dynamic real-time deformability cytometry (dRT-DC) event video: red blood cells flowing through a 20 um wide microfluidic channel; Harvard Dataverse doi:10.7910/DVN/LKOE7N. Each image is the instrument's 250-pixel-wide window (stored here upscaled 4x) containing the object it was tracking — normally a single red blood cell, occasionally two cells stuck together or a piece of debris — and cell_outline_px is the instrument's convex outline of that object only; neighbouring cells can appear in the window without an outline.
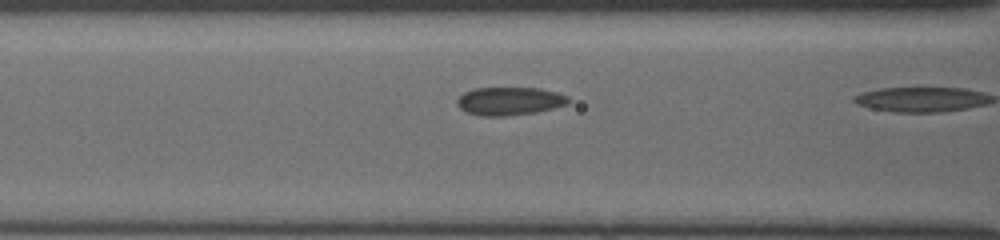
{"species": "common noctule bat (a hibernating species)", "species_latin": "Nyctalus noctula", "temperature_condition": "cold", "stored_images_in_passage": 6, "camera_frame_rate_fps": 3000, "um_per_image_px": 0.085, "animal": {"sex": "female", "body_mass_g": 19.5, "forearm_length_mm": 54.1}, "frame": {"image": 1, "passage_image": 5, "time_ms": 1.333, "image_size_px": [1000, 240], "cell_outline_px": [[568, 104], [536, 112], [508, 116], [480, 116], [464, 112], [456, 104], [456, 100], [464, 92], [476, 88], [540, 88], [556, 92], [568, 96]], "centroid_in_image_um": [43.27, 8.6], "position_along_channel_um": 123.3, "area_um2": 18.32}}